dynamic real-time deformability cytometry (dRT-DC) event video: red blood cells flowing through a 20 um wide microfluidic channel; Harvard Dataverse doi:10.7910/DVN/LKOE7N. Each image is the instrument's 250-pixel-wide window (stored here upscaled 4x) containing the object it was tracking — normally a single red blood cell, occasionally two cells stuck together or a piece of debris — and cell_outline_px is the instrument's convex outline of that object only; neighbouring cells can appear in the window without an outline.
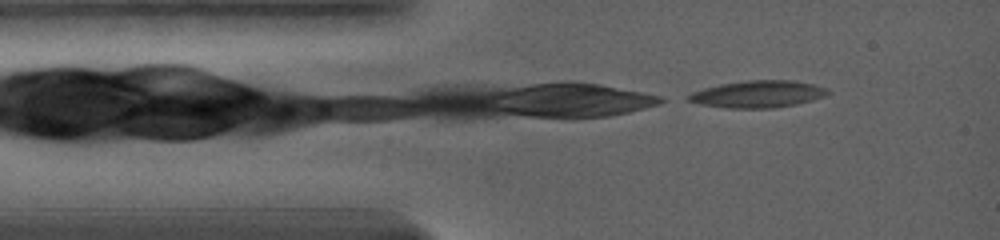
{"species": "common noctule bat (a hibernating species)", "species_latin": "Nyctalus noctula", "temperature_condition": "warm", "stored_images_in_passage": 16, "camera_frame_rate_fps": 5000, "um_per_image_px": 0.085, "animal": {"sex": "female", "body_mass_g": 19.0, "forearm_length_mm": 56.7}, "frame": {"image": 1, "passage_image": 1, "time_ms": 0.0, "image_size_px": [1000, 240], "cell_outline_px": [[828, 92], [820, 96], [808, 100], [792, 104], [772, 108], [732, 108], [704, 104], [688, 100], [688, 96], [692, 92], [704, 88], [720, 84], [752, 80], [788, 80], [808, 84], [820, 88]], "centroid_in_image_um": [64.29, 7.99], "position_along_channel_um": 20.7, "area_um2": 20.75}}
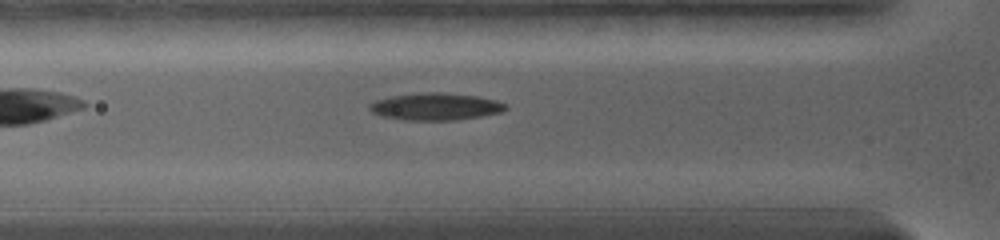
{"frame": {"image": 2, "passage_image": 7, "time_ms": 2.8, "image_size_px": [1000, 240], "cell_outline_px": [[508, 108], [500, 112], [480, 116], [456, 120], [404, 120], [384, 116], [372, 112], [368, 108], [368, 104], [376, 100], [392, 96], [420, 92], [440, 92], [476, 96], [496, 100], [508, 104]], "centroid_in_image_um": [37.02, 9.05], "position_along_channel_um": 88.8, "area_um2": 21.5}}
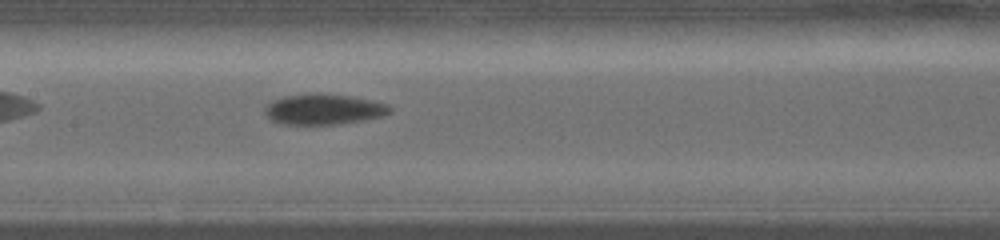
{"frame": {"image": 3, "passage_image": 14, "time_ms": 5.4, "image_size_px": [1000, 240], "cell_outline_px": [[392, 112], [384, 116], [364, 120], [340, 124], [284, 124], [272, 120], [264, 112], [264, 108], [272, 100], [284, 96], [316, 92], [320, 92], [352, 96], [372, 100], [388, 104], [392, 108]], "centroid_in_image_um": [27.55, 9.27], "position_along_channel_um": 179.8, "area_um2": 22.6}}